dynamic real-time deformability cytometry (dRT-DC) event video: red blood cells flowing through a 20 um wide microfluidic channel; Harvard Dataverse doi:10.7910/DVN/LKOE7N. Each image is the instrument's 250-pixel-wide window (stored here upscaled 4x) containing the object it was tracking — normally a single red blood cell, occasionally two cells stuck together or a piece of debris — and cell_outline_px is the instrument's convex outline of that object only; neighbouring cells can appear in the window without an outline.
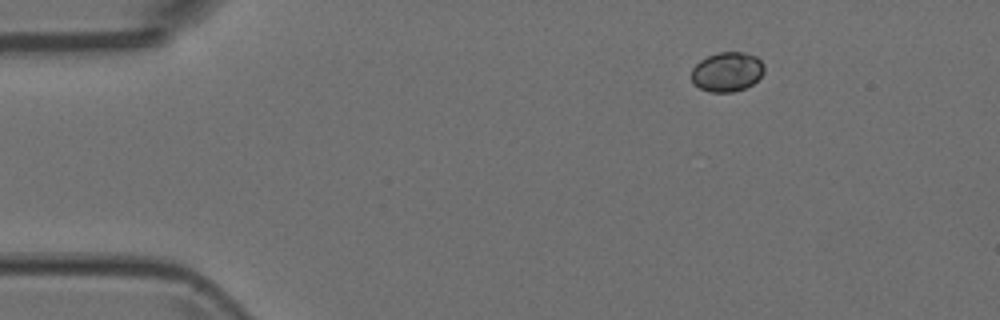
{"species": "Egyptian fruit bat (a non-hibernating species)", "species_latin": "Rousettus aegyptiacus", "temperature_condition": "room temperature", "stored_images_in_passage": 3, "camera_frame_rate_fps": 3000, "um_per_image_px": 0.085, "animal": {"sex": "female"}, "frame": {"image": 1, "passage_image": 1, "time_ms": 0.0, "image_size_px": [1000, 320], "cell_outline_px": [[764, 72], [752, 84], [744, 88], [732, 92], [708, 92], [700, 88], [692, 80], [692, 68], [700, 60], [708, 56], [720, 52], [744, 52], [756, 56], [764, 64]], "centroid_in_image_um": [61.81, 6.1], "position_along_channel_um": 23.2, "area_um2": 16.65}}